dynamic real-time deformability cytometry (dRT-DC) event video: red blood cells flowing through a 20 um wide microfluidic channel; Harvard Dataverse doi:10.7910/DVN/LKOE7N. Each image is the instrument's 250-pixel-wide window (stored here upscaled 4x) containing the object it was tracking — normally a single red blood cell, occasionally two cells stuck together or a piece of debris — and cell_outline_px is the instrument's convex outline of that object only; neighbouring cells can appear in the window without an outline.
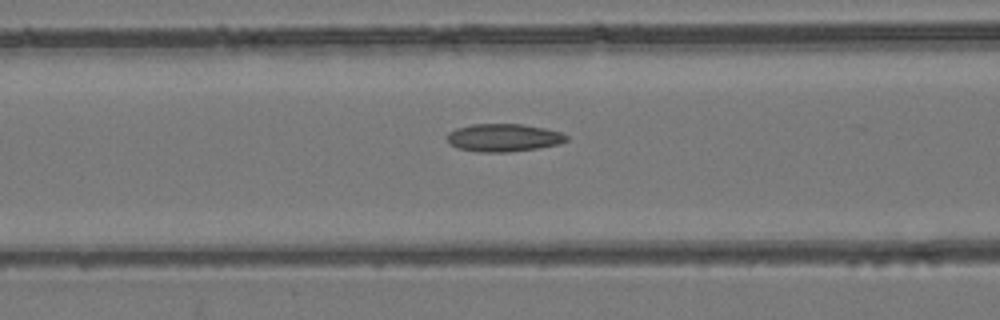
{"species": "common noctule bat (a hibernating species)", "species_latin": "Nyctalus noctula", "temperature_condition": "room temperature", "stored_images_in_passage": 21, "camera_frame_rate_fps": 3000, "um_per_image_px": 0.085, "animal": {"sex": "female", "body_mass_g": 24.6, "forearm_length_mm": 56.2}, "frame": {"image": 1, "passage_image": 17, "time_ms": 5.333, "image_size_px": [1000, 320], "cell_outline_px": [[568, 140], [560, 144], [536, 148], [508, 152], [476, 152], [460, 148], [448, 144], [444, 136], [448, 132], [456, 128], [472, 124], [524, 124], [544, 128], [560, 132], [568, 136]], "centroid_in_image_um": [42.76, 11.7], "position_along_channel_um": 123.8, "area_um2": 19.54}}
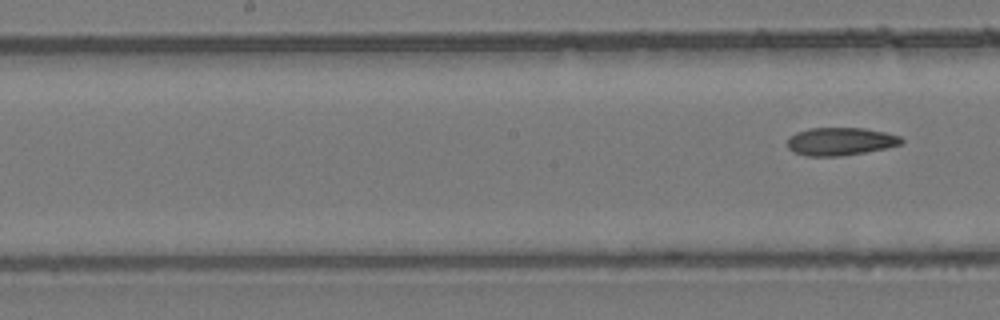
{"frame": {"image": 2, "passage_image": 21, "time_ms": 6.667, "image_size_px": [1000, 320], "cell_outline_px": [[904, 140], [900, 144], [884, 148], [864, 152], [840, 156], [804, 156], [788, 148], [788, 136], [796, 132], [808, 128], [864, 128], [884, 132], [900, 136]], "centroid_in_image_um": [71.39, 12.01], "position_along_channel_um": 176.8, "area_um2": 18.44}}